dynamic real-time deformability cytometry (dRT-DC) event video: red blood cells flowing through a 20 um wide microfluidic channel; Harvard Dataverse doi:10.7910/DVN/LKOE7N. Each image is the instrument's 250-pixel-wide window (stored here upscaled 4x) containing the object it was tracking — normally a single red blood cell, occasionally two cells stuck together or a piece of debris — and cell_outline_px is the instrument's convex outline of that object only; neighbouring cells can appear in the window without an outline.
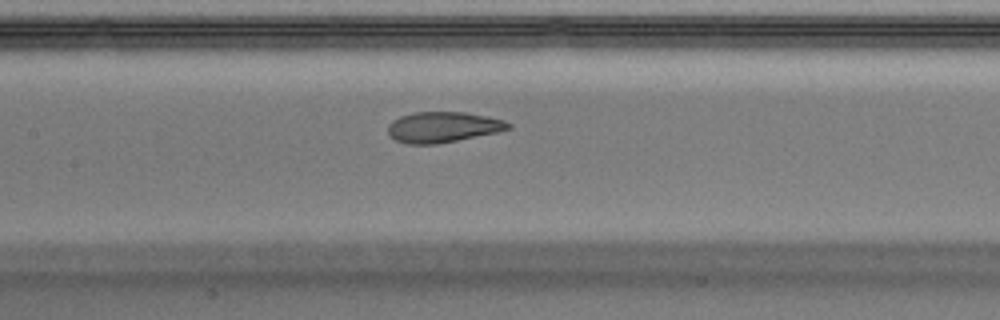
{"species": "Egyptian fruit bat (a non-hibernating species)", "species_latin": "Rousettus aegyptiacus", "temperature_condition": "warm", "stored_images_in_passage": 42, "camera_frame_rate_fps": 3000, "um_per_image_px": 0.085, "animal": {"sex": "male"}, "frame": {"image": 1, "passage_image": 24, "time_ms": 7.667, "image_size_px": [1000, 320], "cell_outline_px": [[512, 128], [496, 132], [436, 144], [408, 144], [396, 140], [388, 132], [388, 124], [392, 120], [400, 116], [416, 112], [464, 112], [488, 116], [504, 120], [512, 124]], "centroid_in_image_um": [37.65, 10.79], "position_along_channel_um": 169.7, "area_um2": 21.33}}